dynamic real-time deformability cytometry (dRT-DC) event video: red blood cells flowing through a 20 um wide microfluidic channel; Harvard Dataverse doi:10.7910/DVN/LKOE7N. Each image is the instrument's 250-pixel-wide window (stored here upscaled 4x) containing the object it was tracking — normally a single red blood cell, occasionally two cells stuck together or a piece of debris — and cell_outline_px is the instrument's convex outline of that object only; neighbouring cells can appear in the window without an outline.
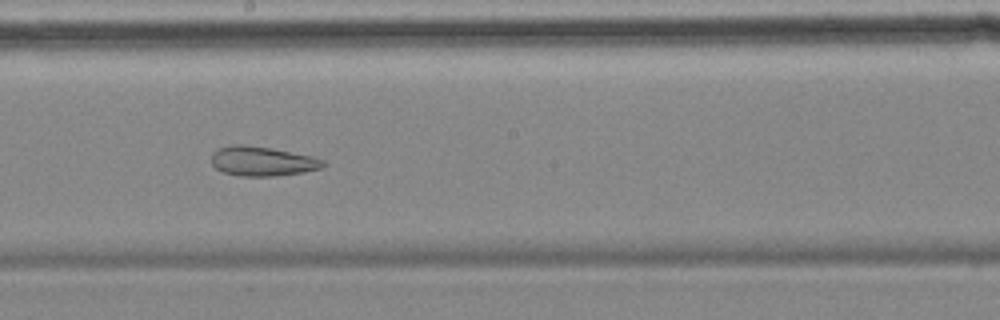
{"species": "common noctule bat (a hibernating species)", "species_latin": "Nyctalus noctula", "temperature_condition": "cold", "stored_images_in_passage": 41, "camera_frame_rate_fps": 3000, "um_per_image_px": 0.085, "animal": {"sex": "female", "body_mass_g": 18.4}, "frame": {"image": 1, "passage_image": 15, "time_ms": 4.667, "image_size_px": [1000, 320], "cell_outline_px": [[328, 164], [320, 168], [304, 172], [276, 176], [240, 176], [224, 172], [216, 168], [212, 164], [212, 152], [220, 148], [232, 144], [244, 144], [268, 148], [312, 156], [324, 160]], "centroid_in_image_um": [22.3, 13.71], "position_along_channel_um": 225.9, "area_um2": 19.13}}
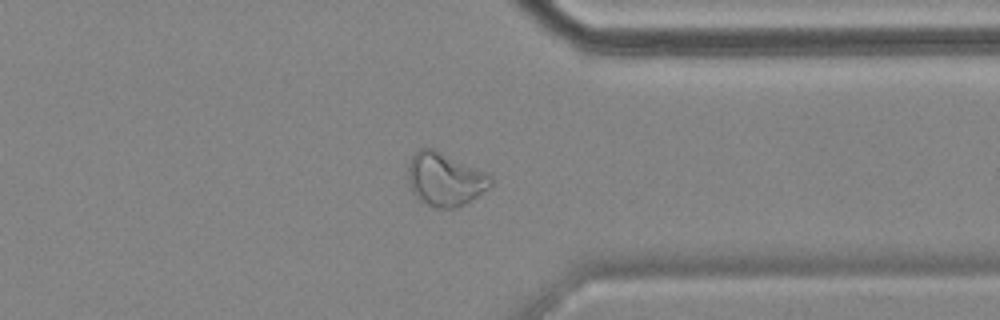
{"frame": {"image": 2, "passage_image": 28, "time_ms": 9.0, "image_size_px": [1000, 320], "cell_outline_px": [[492, 184], [488, 188], [464, 204], [456, 208], [436, 208], [420, 200], [412, 192], [408, 180], [408, 164], [412, 156], [420, 148], [432, 148], [488, 172], [492, 176]], "centroid_in_image_um": [37.83, 15.23], "position_along_channel_um": 373.6, "area_um2": 25.61}, "authors_computed_cell_mechanics": {"area_um2": 22.9466, "velocity_mm_per_s": 3.4998, "shape_relaxation_time_tau1_ms": null, "shape_relaxation_time_tau2_ms": 3.2218, "deformation_change_tau1": null, "deformation_change_tau2": 0.1129}}